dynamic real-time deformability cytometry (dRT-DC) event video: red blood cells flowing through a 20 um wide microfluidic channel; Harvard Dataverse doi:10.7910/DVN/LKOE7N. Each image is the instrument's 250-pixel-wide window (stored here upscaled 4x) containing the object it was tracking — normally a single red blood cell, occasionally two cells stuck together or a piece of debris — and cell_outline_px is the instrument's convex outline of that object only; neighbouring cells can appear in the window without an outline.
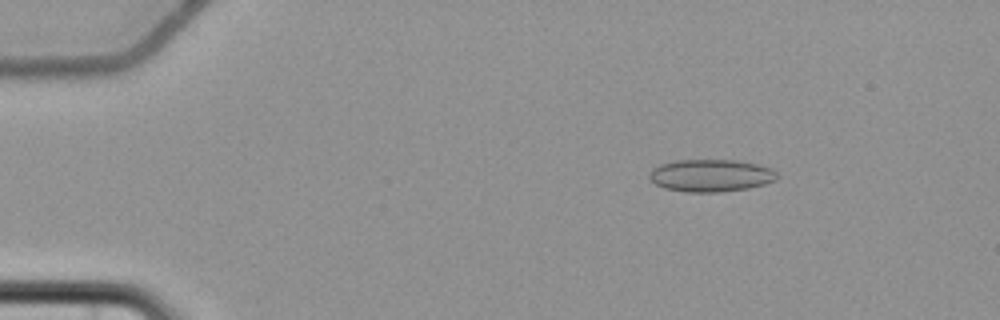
{"species": "common noctule bat (a hibernating species)", "species_latin": "Nyctalus noctula", "temperature_condition": "cold", "stored_images_in_passage": 4, "camera_frame_rate_fps": 3000, "um_per_image_px": 0.085, "animal": {"sex": "female", "body_mass_g": 22.7, "forearm_length_mm": 54.2}, "frame": {"image": 1, "passage_image": 1, "time_ms": 0.0, "image_size_px": [1000, 320], "cell_outline_px": [[780, 176], [776, 180], [764, 184], [748, 188], [720, 192], [684, 192], [664, 188], [656, 184], [648, 176], [648, 172], [652, 168], [660, 164], [676, 160], [736, 160], [756, 164], [772, 168]], "centroid_in_image_um": [60.41, 14.92], "position_along_channel_um": 24.6, "area_um2": 24.28}}
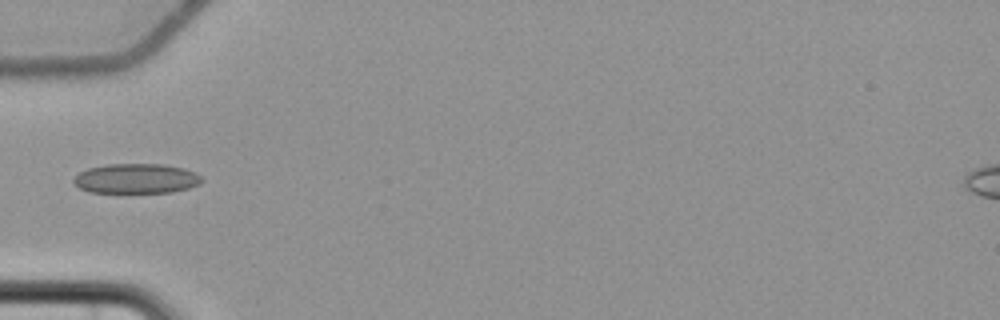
{"frame": {"image": 2, "passage_image": 4, "time_ms": 3.667, "image_size_px": [1000, 320], "cell_outline_px": [[204, 180], [200, 184], [188, 188], [172, 192], [88, 192], [72, 184], [72, 180], [80, 172], [88, 168], [108, 164], [164, 164], [184, 168], [196, 172]], "centroid_in_image_um": [11.59, 15.17], "position_along_channel_um": 73.4, "area_um2": 22.37}}